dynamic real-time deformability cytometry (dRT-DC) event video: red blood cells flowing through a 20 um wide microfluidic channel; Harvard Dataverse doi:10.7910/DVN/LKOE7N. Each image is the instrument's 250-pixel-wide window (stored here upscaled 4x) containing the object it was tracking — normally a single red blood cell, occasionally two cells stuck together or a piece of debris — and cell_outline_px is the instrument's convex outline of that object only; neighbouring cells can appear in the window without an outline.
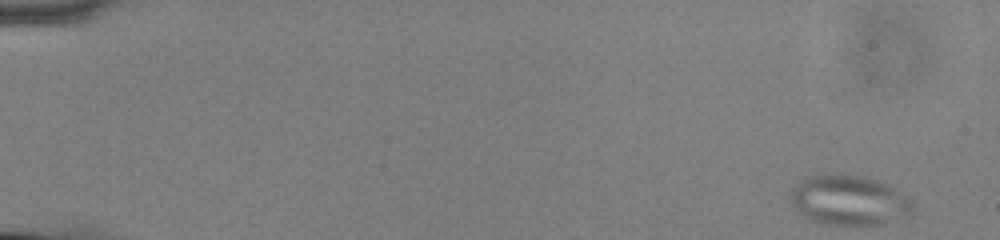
{"species": "common noctule bat (a hibernating species)", "species_latin": "Nyctalus noctula", "temperature_condition": "cold", "stored_images_in_passage": 55, "camera_frame_rate_fps": 3000, "um_per_image_px": 0.085, "animal": {"sex": "male", "body_mass_g": 13.0, "forearm_length_mm": 53.1}, "frame": {"image": 1, "passage_image": 1, "time_ms": 0.0, "image_size_px": [1000, 240], "cell_outline_px": [[916, 204], [912, 212], [880, 224], [828, 224], [812, 220], [804, 216], [792, 204], [788, 196], [788, 192], [800, 180], [824, 172], [860, 176], [888, 184], [908, 196]], "centroid_in_image_um": [72.13, 16.98], "position_along_channel_um": 12.9, "area_um2": 35.49}}
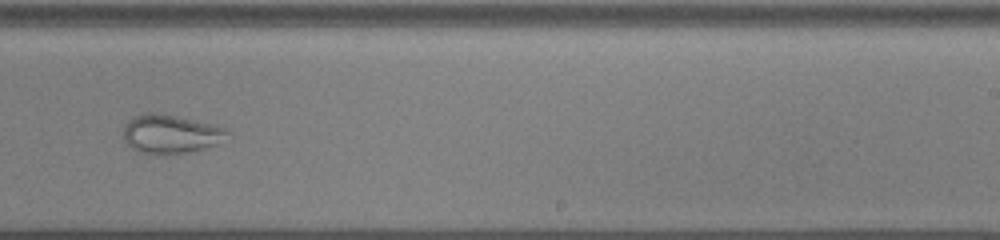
{"frame": {"image": 2, "passage_image": 35, "time_ms": 11.333, "image_size_px": [1000, 240], "cell_outline_px": [[232, 132], [216, 144], [204, 148], [188, 152], [160, 156], [136, 152], [124, 140], [124, 124], [132, 116], [148, 112], [156, 112], [176, 116], [212, 124], [224, 128]], "centroid_in_image_um": [14.45, 11.4], "position_along_channel_um": 274.5, "area_um2": 23.76}}
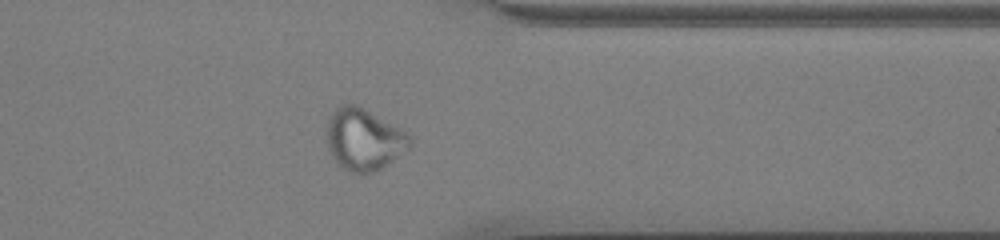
{"frame": {"image": 3, "passage_image": 44, "time_ms": 14.333, "image_size_px": [1000, 240], "cell_outline_px": [[412, 144], [408, 148], [392, 160], [380, 168], [372, 172], [360, 176], [348, 172], [332, 156], [328, 148], [328, 120], [332, 112], [340, 104], [356, 104], [364, 108], [400, 128], [412, 136]], "centroid_in_image_um": [30.93, 11.85], "position_along_channel_um": 380.5, "area_um2": 29.71}}